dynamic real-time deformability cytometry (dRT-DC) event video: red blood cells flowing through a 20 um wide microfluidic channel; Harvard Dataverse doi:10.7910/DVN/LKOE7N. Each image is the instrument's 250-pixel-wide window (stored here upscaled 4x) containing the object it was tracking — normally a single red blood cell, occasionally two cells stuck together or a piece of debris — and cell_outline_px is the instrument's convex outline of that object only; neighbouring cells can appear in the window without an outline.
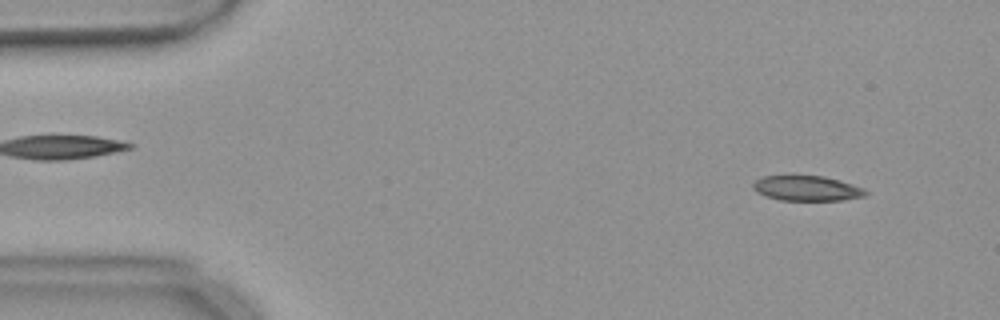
{"species": "common noctule bat (a hibernating species)", "species_latin": "Nyctalus noctula", "temperature_condition": "warm", "stored_images_in_passage": 53, "camera_frame_rate_fps": 3000, "um_per_image_px": 0.085, "animal": {"sex": "female", "body_mass_g": 18.4}, "frame": {"image": 1, "passage_image": 4, "time_ms": 1.0, "image_size_px": [1000, 320], "cell_outline_px": [[868, 192], [864, 196], [840, 200], [780, 200], [764, 196], [756, 192], [752, 188], [752, 184], [756, 180], [764, 176], [792, 172], [824, 176], [840, 180], [864, 188]], "centroid_in_image_um": [68.5, 15.95], "position_along_channel_um": 16.5, "area_um2": 17.28}}
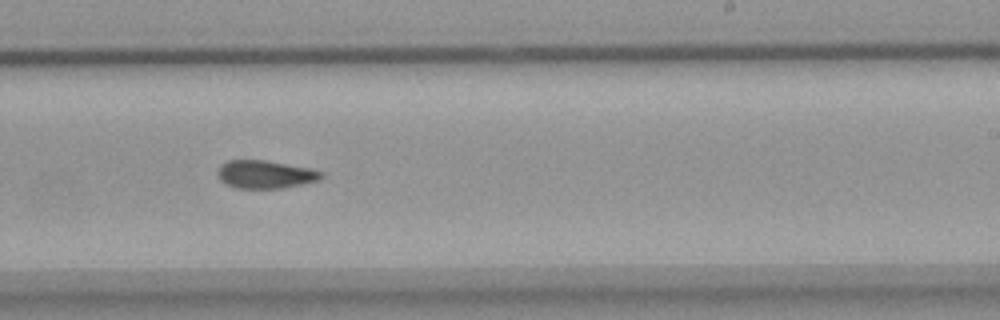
{"frame": {"image": 2, "passage_image": 32, "time_ms": 10.333, "image_size_px": [1000, 320], "cell_outline_px": [[324, 176], [320, 180], [280, 188], [236, 188], [224, 184], [220, 180], [216, 172], [220, 164], [228, 160], [264, 160], [312, 168], [324, 172]], "centroid_in_image_um": [22.53, 14.81], "position_along_channel_um": 266.5, "area_um2": 17.11}}
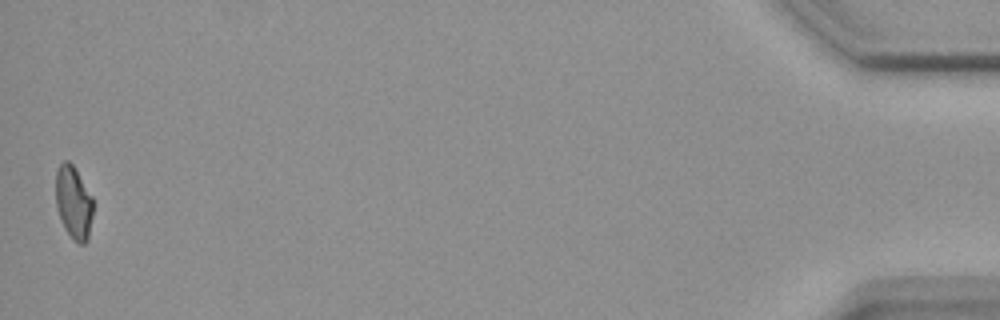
{"frame": {"image": 3, "passage_image": 53, "time_ms": 17.333, "image_size_px": [1000, 320], "cell_outline_px": [[92, 216], [88, 240], [84, 244], [80, 244], [72, 240], [64, 228], [56, 204], [56, 172], [60, 164], [64, 160], [68, 160], [72, 164], [92, 196]], "centroid_in_image_um": [6.25, 17.24], "position_along_channel_um": 428.9, "area_um2": 15.78}, "authors_computed_cell_mechanics": {"area_um2": 17.3978, "velocity_mm_per_s": 3.6898, "shape_relaxation_time_tau1_ms": 10.5075, "shape_relaxation_time_tau2_ms": 8.44, "deformation_change_tau1": 0.1939, "deformation_change_tau2": 0.1701}}